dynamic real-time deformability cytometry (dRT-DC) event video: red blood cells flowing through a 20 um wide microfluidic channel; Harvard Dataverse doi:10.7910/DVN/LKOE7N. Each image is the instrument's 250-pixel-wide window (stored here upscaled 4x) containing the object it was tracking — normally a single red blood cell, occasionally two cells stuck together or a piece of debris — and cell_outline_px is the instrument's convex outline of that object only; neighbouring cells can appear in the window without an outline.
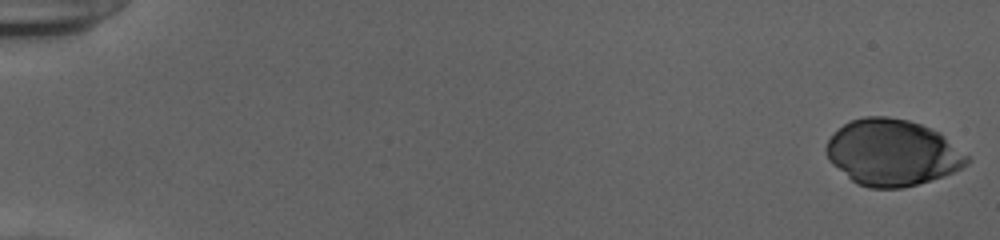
{"species": "human", "species_latin": "Homo sapiens", "temperature_condition": "cold", "stored_images_in_passage": 53, "camera_frame_rate_fps": 3000, "um_per_image_px": 0.085, "donor": {"sex": "female"}, "frame": {"image": 1, "passage_image": 1, "time_ms": 0.0, "image_size_px": [1000, 240], "cell_outline_px": [[972, 160], [968, 164], [944, 176], [916, 184], [900, 188], [868, 188], [856, 184], [832, 164], [828, 160], [824, 148], [828, 140], [844, 124], [852, 120], [864, 116], [888, 116], [908, 120], [920, 124], [940, 132], [968, 156]], "centroid_in_image_um": [75.84, 12.97], "position_along_channel_um": 9.2, "area_um2": 54.33}}
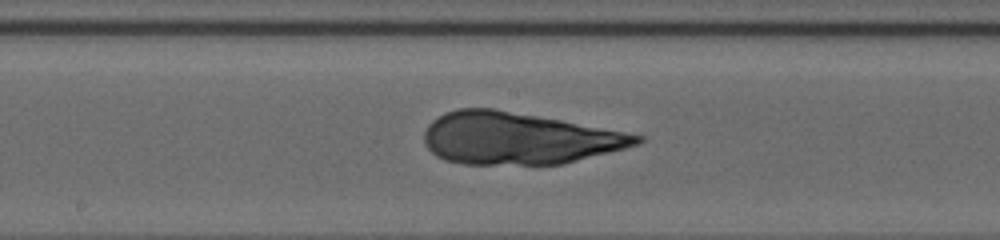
{"frame": {"image": 2, "passage_image": 30, "time_ms": 9.667, "image_size_px": [1000, 240], "cell_outline_px": [[644, 140], [640, 144], [564, 164], [464, 164], [444, 160], [436, 156], [424, 144], [424, 132], [428, 124], [432, 120], [444, 112], [456, 108], [492, 108], [560, 120], [624, 132], [644, 136]], "centroid_in_image_um": [44.01, 11.76], "position_along_channel_um": 204.2, "area_um2": 64.16}}
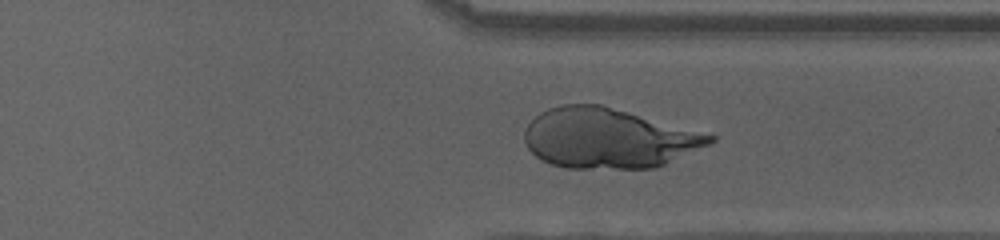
{"frame": {"image": 3, "passage_image": 42, "time_ms": 13.667, "image_size_px": [1000, 240], "cell_outline_px": [[716, 140], [712, 144], [656, 168], [564, 168], [552, 164], [536, 156], [528, 148], [524, 140], [524, 132], [528, 124], [540, 112], [548, 108], [564, 104], [600, 104], [716, 136]], "centroid_in_image_um": [51.71, 11.76], "position_along_channel_um": 359.7, "area_um2": 64.56}}